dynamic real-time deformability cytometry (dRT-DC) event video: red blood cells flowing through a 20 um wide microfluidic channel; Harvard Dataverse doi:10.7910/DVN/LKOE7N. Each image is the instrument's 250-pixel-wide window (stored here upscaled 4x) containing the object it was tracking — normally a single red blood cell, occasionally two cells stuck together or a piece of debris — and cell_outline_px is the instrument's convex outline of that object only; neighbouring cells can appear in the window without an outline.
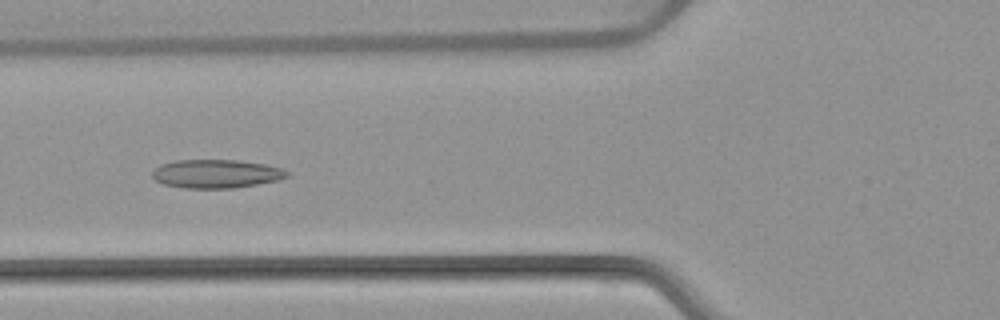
{"species": "common noctule bat (a hibernating species)", "species_latin": "Nyctalus noctula", "temperature_condition": "warm", "stored_images_in_passage": 37, "camera_frame_rate_fps": 3000, "um_per_image_px": 0.085, "animal": {"sex": "female", "body_mass_g": 22.7, "forearm_length_mm": 54.2}, "frame": {"image": 1, "passage_image": 10, "time_ms": 3.0, "image_size_px": [1000, 320], "cell_outline_px": [[288, 176], [276, 180], [256, 184], [232, 188], [184, 188], [164, 184], [156, 180], [152, 176], [152, 172], [160, 164], [176, 160], [236, 160], [264, 164], [284, 168], [288, 172]], "centroid_in_image_um": [18.36, 14.76], "position_along_channel_um": 107.4, "area_um2": 22.25}}
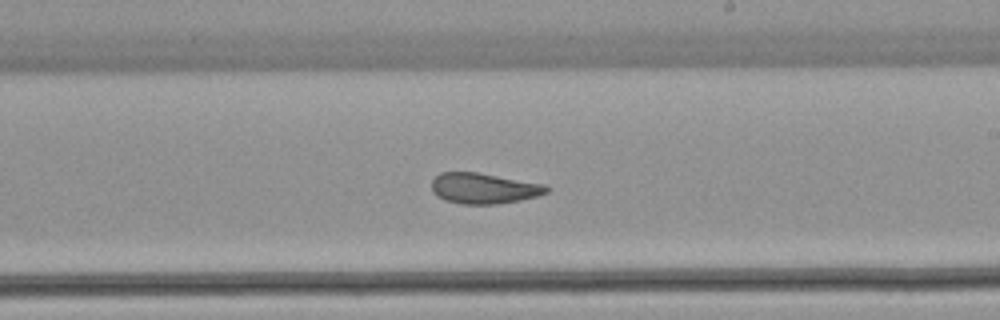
{"frame": {"image": 2, "passage_image": 21, "time_ms": 6.667, "image_size_px": [1000, 320], "cell_outline_px": [[548, 192], [536, 196], [520, 200], [496, 204], [460, 204], [444, 200], [436, 196], [432, 192], [432, 180], [440, 172], [476, 172], [544, 184], [548, 188]], "centroid_in_image_um": [41.07, 16.01], "position_along_channel_um": 247.9, "area_um2": 20.46}}
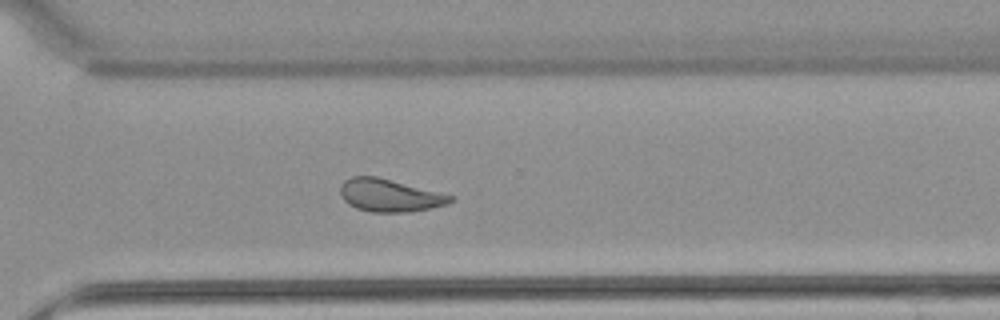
{"frame": {"image": 3, "passage_image": 28, "time_ms": 9.0, "image_size_px": [1000, 320], "cell_outline_px": [[456, 200], [448, 204], [412, 212], [372, 212], [356, 208], [348, 204], [340, 196], [340, 188], [344, 180], [352, 176], [376, 176], [456, 196]], "centroid_in_image_um": [33.14, 16.61], "position_along_channel_um": 337.5, "area_um2": 21.15}, "authors_computed_cell_mechanics": {"area_um2": 21.8484, "velocity_mm_per_s": 3.8314, "shape_relaxation_time_tau1_ms": null, "shape_relaxation_time_tau2_ms": 1.9269, "deformation_change_tau1": null, "deformation_change_tau2": 0.0861}}